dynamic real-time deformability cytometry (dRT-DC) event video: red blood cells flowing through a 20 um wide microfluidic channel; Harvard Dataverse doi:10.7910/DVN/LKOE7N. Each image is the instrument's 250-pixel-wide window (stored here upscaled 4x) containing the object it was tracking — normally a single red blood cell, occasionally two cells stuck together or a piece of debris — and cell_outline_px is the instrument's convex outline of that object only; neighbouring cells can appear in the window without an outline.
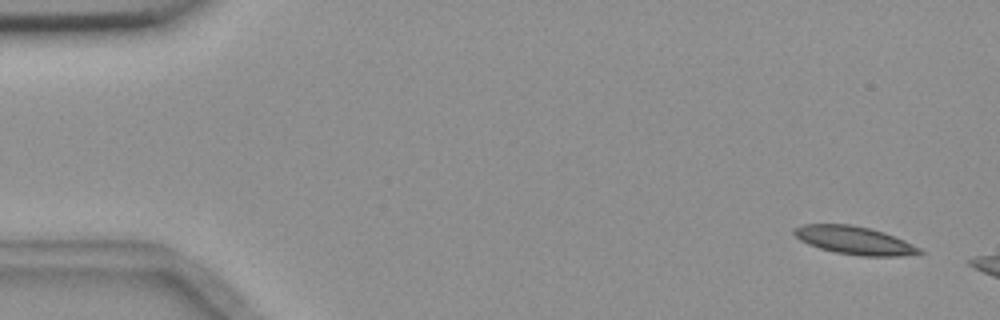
{"species": "common noctule bat (a hibernating species)", "species_latin": "Nyctalus noctula", "temperature_condition": "room temperature", "stored_images_in_passage": 3, "camera_frame_rate_fps": 3000, "um_per_image_px": 0.085, "animal": {"sex": "female", "body_mass_g": 18.4}, "frame": {"image": 1, "passage_image": 1, "time_ms": 0.0, "image_size_px": [1000, 320], "cell_outline_px": [[924, 252], [900, 256], [860, 256], [836, 252], [820, 248], [808, 244], [800, 240], [792, 232], [796, 228], [804, 224], [848, 224], [868, 228], [884, 232], [904, 240], [920, 248]], "centroid_in_image_um": [72.62, 20.43], "position_along_channel_um": 12.4, "area_um2": 20.23}}